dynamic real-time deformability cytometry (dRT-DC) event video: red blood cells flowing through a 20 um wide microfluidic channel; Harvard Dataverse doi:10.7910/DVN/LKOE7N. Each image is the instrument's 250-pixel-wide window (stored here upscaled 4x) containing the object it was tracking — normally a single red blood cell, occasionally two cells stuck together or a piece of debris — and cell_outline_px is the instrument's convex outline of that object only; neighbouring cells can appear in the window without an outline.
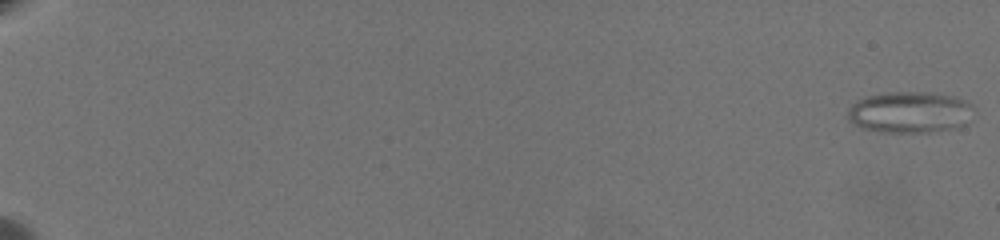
{"species": "common noctule bat (a hibernating species)", "species_latin": "Nyctalus noctula", "temperature_condition": "warm", "stored_images_in_passage": 67, "camera_frame_rate_fps": 3000, "um_per_image_px": 0.085, "animal": {"sex": "female", "body_mass_g": 19.5, "forearm_length_mm": 54.1}, "frame": {"image": 1, "passage_image": 1, "time_ms": 0.0, "image_size_px": [1000, 240], "cell_outline_px": [[972, 108], [968, 124], [960, 128], [932, 132], [880, 132], [860, 128], [852, 124], [848, 120], [848, 108], [856, 100], [868, 96], [888, 92], [928, 92], [952, 96], [964, 100], [972, 104]], "centroid_in_image_um": [77.32, 9.56], "position_along_channel_um": 7.7, "area_um2": 30.75}}
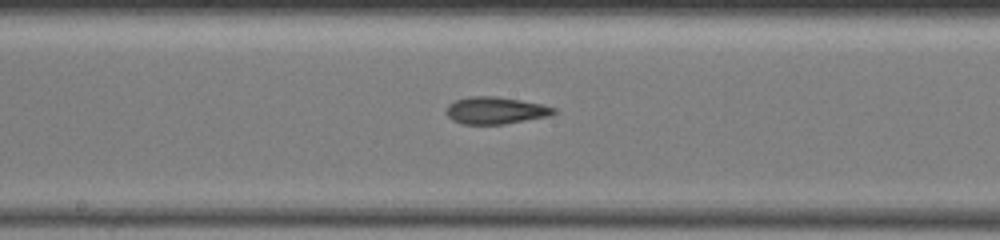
{"frame": {"image": 2, "passage_image": 40, "time_ms": 13.0, "image_size_px": [1000, 240], "cell_outline_px": [[556, 112], [548, 116], [504, 124], [460, 124], [452, 120], [448, 116], [448, 104], [456, 100], [468, 96], [496, 96], [544, 104], [556, 108]], "centroid_in_image_um": [42.13, 9.38], "position_along_channel_um": 206.1, "area_um2": 16.94}}
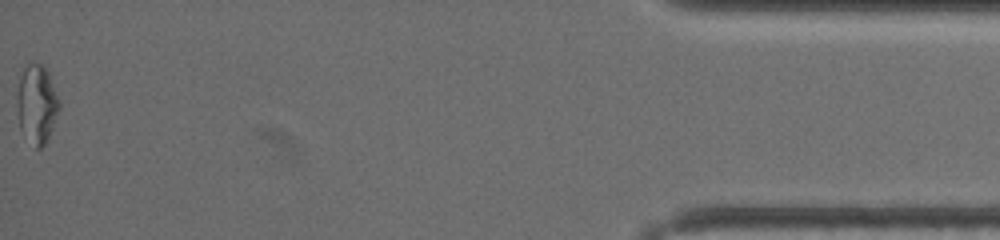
{"frame": {"image": 3, "passage_image": 67, "time_ms": 22.0, "image_size_px": [1000, 240], "cell_outline_px": [[60, 108], [52, 128], [44, 144], [40, 148], [36, 148], [20, 128], [16, 104], [16, 96], [20, 76], [24, 68], [28, 64], [40, 64], [48, 72], [60, 100]], "centroid_in_image_um": [3.12, 8.83], "position_along_channel_um": 432.1, "area_um2": 19.07}, "authors_computed_cell_mechanics": {"area_um2": 17.918, "velocity_mm_per_s": 3.368, "shape_relaxation_time_tau1_ms": null, "shape_relaxation_time_tau2_ms": 3.3675, "deformation_change_tau1": null, "deformation_change_tau2": 0.1184}}